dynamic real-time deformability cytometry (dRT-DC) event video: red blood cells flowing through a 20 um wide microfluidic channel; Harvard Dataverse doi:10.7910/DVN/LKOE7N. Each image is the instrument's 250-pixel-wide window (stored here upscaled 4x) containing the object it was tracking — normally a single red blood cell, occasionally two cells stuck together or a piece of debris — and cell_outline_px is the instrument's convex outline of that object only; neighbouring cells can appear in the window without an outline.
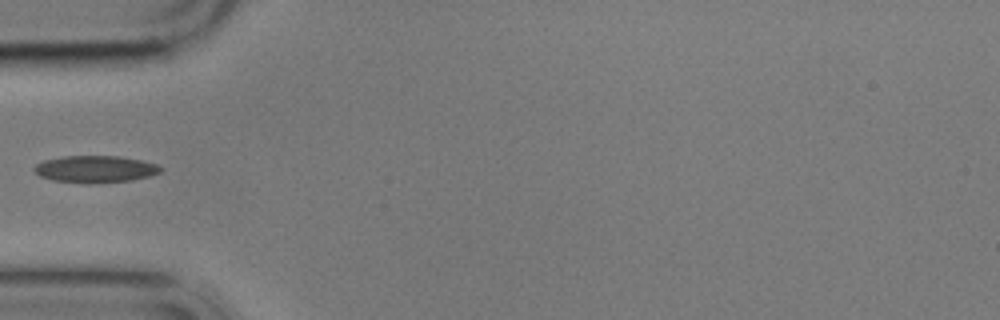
{"species": "common noctule bat (a hibernating species)", "species_latin": "Nyctalus noctula", "temperature_condition": "cold", "stored_images_in_passage": 2, "camera_frame_rate_fps": 3000, "um_per_image_px": 0.085, "animal": {"sex": "male", "body_mass_g": 17.9}, "frame": {"image": 1, "passage_image": 2, "time_ms": 1.333, "image_size_px": [1000, 320], "cell_outline_px": [[164, 168], [160, 172], [148, 176], [132, 180], [88, 184], [84, 184], [52, 180], [40, 176], [32, 168], [36, 164], [44, 160], [64, 156], [120, 156], [140, 160], [156, 164]], "centroid_in_image_um": [8.08, 14.38], "position_along_channel_um": 76.9, "area_um2": 19.94}}